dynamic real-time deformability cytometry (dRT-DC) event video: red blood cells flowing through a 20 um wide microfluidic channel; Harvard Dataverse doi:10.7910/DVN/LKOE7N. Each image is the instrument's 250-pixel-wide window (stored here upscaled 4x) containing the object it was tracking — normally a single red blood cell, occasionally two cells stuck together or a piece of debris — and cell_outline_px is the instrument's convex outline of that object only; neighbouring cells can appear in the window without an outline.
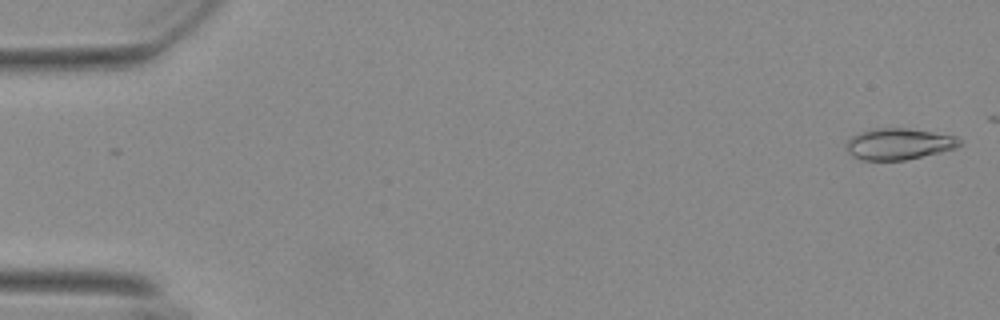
{"species": "Egyptian fruit bat (a non-hibernating species)", "species_latin": "Rousettus aegyptiacus", "temperature_condition": "warm", "stored_images_in_passage": 51, "camera_frame_rate_fps": 3000, "um_per_image_px": 0.085, "animal": {"sex": "female"}, "frame": {"image": 1, "passage_image": 1, "time_ms": 0.0, "image_size_px": [1000, 320], "cell_outline_px": [[964, 144], [956, 148], [940, 152], [904, 160], [860, 160], [852, 156], [848, 152], [844, 144], [848, 136], [872, 128], [908, 128], [956, 136]], "centroid_in_image_um": [76.34, 12.23], "position_along_channel_um": 8.7, "area_um2": 20.98}}
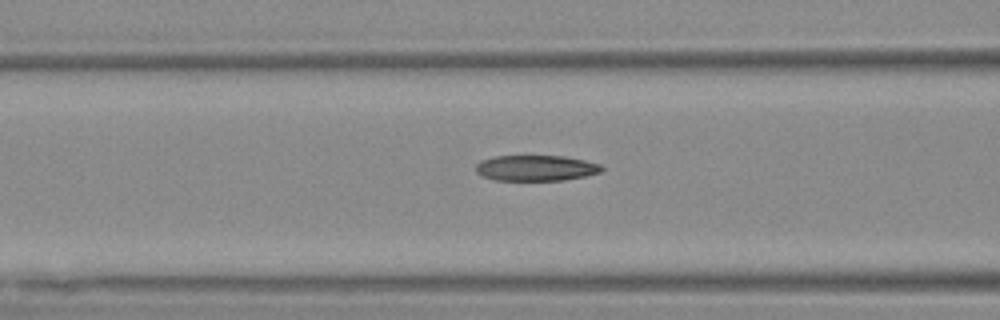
{"frame": {"image": 2, "passage_image": 22, "time_ms": 7.0, "image_size_px": [1000, 320], "cell_outline_px": [[604, 168], [600, 172], [584, 176], [564, 180], [492, 180], [476, 172], [476, 164], [480, 160], [492, 156], [564, 156], [584, 160], [600, 164]], "centroid_in_image_um": [45.52, 14.28], "position_along_channel_um": 121.1, "area_um2": 18.84}}
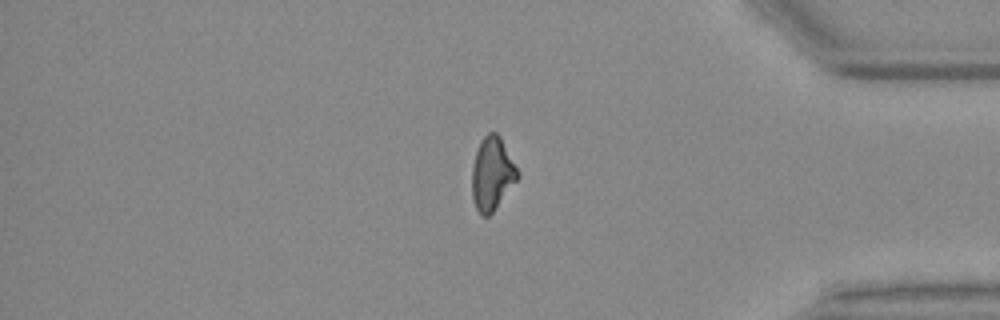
{"frame": {"image": 3, "passage_image": 46, "time_ms": 15.0, "image_size_px": [1000, 320], "cell_outline_px": [[520, 176], [492, 212], [488, 216], [480, 216], [476, 208], [472, 196], [472, 168], [476, 152], [480, 140], [488, 132], [496, 132], [500, 136]], "centroid_in_image_um": [41.8, 14.76], "position_along_channel_um": 393.4, "area_um2": 19.13}, "authors_computed_cell_mechanics": {"area_um2": 19.7098, "velocity_mm_per_s": 3.7242, "shape_relaxation_time_tau1_ms": null, "shape_relaxation_time_tau2_ms": 3.8518, "deformation_change_tau1": null, "deformation_change_tau2": 0.1187}}